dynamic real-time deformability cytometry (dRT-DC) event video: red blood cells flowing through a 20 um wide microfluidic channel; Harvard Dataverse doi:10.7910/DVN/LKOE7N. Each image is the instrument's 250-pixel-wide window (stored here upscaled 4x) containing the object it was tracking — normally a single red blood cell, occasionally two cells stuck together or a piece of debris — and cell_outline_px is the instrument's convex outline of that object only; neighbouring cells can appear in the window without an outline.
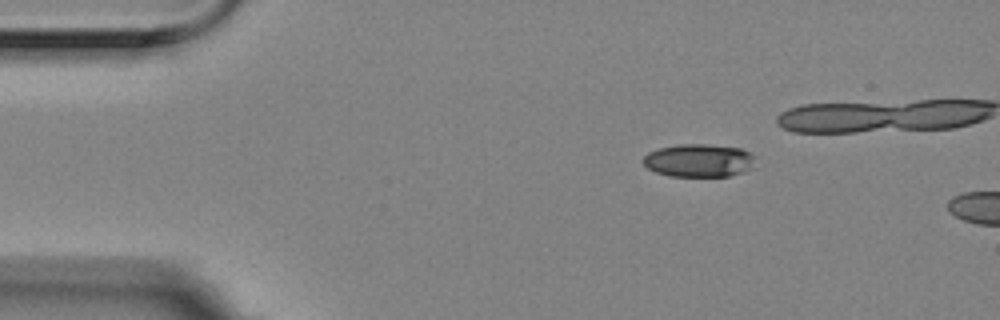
{"species": "Egyptian fruit bat (a non-hibernating species)", "species_latin": "Rousettus aegyptiacus", "temperature_condition": "room temperature", "stored_images_in_passage": 4, "camera_frame_rate_fps": 3000, "um_per_image_px": 0.085, "animal": {"sex": "female"}, "frame": {"image": 1, "passage_image": 2, "time_ms": 0.333, "image_size_px": [1000, 320], "cell_outline_px": [[756, 156], [748, 168], [744, 172], [728, 176], [668, 176], [656, 172], [648, 168], [640, 160], [648, 152], [660, 148], [680, 144], [708, 144], [740, 148]], "centroid_in_image_um": [59.36, 13.64], "position_along_channel_um": 25.6, "area_um2": 21.5}}